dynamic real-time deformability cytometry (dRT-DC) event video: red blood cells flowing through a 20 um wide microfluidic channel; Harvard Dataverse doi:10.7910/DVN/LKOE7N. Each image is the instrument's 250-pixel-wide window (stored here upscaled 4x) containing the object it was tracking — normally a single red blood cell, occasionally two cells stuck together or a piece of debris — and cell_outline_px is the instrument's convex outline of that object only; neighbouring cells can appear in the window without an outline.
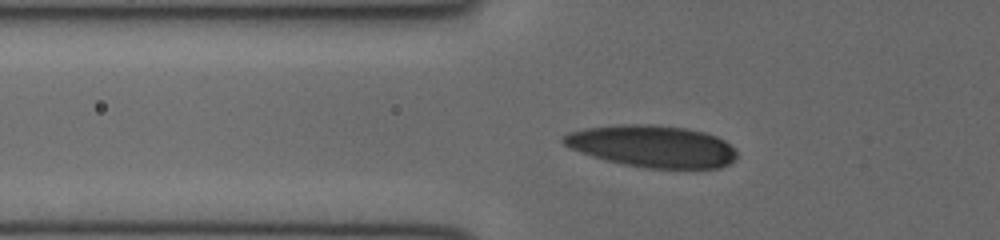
{"species": "human", "species_latin": "Homo sapiens", "temperature_condition": "cold", "stored_images_in_passage": 32, "camera_frame_rate_fps": 3000, "um_per_image_px": 0.085, "donor": {"sex": "female"}, "frame": {"image": 1, "passage_image": 2, "time_ms": 0.333, "image_size_px": [1000, 240], "cell_outline_px": [[736, 156], [728, 164], [720, 168], [648, 168], [624, 164], [592, 156], [572, 148], [564, 144], [560, 140], [568, 132], [588, 128], [624, 124], [652, 124], [684, 128], [704, 132], [716, 136], [724, 140], [736, 152]], "centroid_in_image_um": [55.45, 12.43], "position_along_channel_um": 70.4, "area_um2": 41.85}}
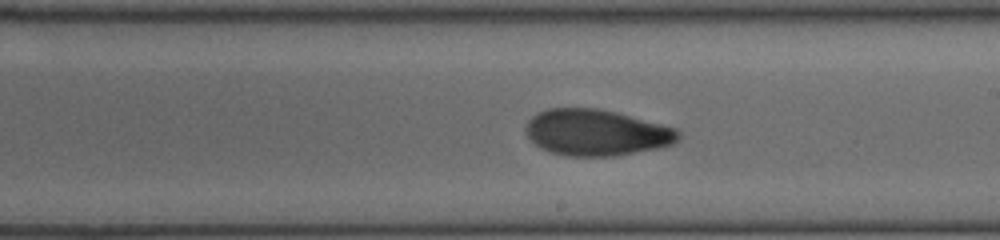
{"frame": {"image": 2, "passage_image": 14, "time_ms": 4.333, "image_size_px": [1000, 240], "cell_outline_px": [[680, 136], [672, 144], [656, 148], [612, 156], [568, 156], [552, 152], [540, 148], [524, 132], [524, 128], [528, 120], [532, 116], [548, 108], [600, 108], [676, 128], [680, 132]], "centroid_in_image_um": [50.65, 11.26], "position_along_channel_um": 238.3, "area_um2": 40.81}}
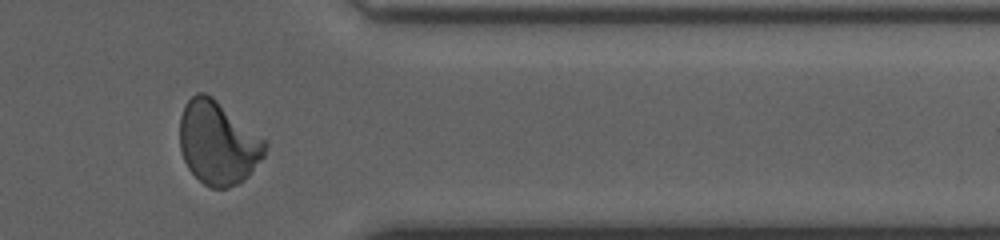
{"frame": {"image": 3, "passage_image": 25, "time_ms": 8.0, "image_size_px": [1000, 240], "cell_outline_px": [[268, 144], [264, 156], [248, 176], [244, 180], [228, 188], [212, 188], [204, 184], [188, 168], [184, 160], [180, 148], [180, 116], [184, 104], [196, 92], [204, 92], [212, 96], [264, 140]], "centroid_in_image_um": [18.5, 12.14], "position_along_channel_um": 392.9, "area_um2": 41.1}}